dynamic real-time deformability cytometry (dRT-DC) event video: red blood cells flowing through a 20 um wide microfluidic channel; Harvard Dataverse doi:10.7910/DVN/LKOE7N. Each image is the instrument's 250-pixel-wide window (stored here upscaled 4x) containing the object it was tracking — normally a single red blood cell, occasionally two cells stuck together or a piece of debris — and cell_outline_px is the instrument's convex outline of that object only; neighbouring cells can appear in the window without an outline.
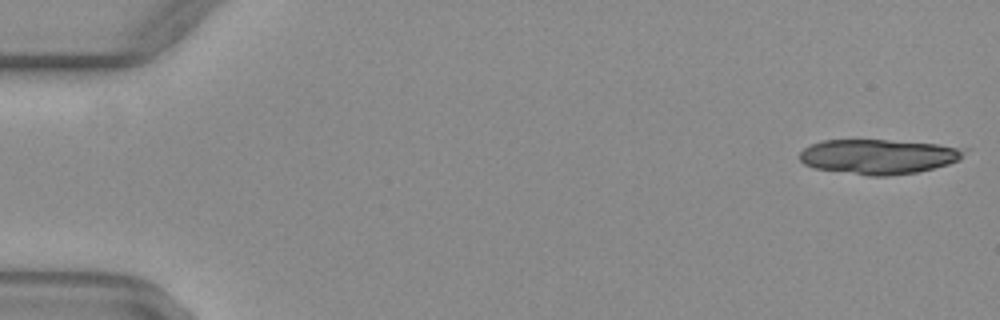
{"species": "common noctule bat (a hibernating species)", "species_latin": "Nyctalus noctula", "temperature_condition": "warm", "stored_images_in_passage": 9, "camera_frame_rate_fps": 3000, "um_per_image_px": 0.085, "animal": {"sex": "female", "body_mass_g": 29.2, "forearm_length_mm": 56.3}, "frame": {"image": 1, "passage_image": 1, "time_ms": 0.0, "image_size_px": [1000, 320], "cell_outline_px": [[972, 148], [960, 160], [948, 164], [916, 172], [888, 176], [868, 176], [816, 168], [804, 164], [800, 160], [800, 152], [804, 148], [812, 144], [824, 140], [884, 140], [936, 144]], "centroid_in_image_um": [74.74, 13.3], "position_along_channel_um": 10.3, "area_um2": 33.47}}